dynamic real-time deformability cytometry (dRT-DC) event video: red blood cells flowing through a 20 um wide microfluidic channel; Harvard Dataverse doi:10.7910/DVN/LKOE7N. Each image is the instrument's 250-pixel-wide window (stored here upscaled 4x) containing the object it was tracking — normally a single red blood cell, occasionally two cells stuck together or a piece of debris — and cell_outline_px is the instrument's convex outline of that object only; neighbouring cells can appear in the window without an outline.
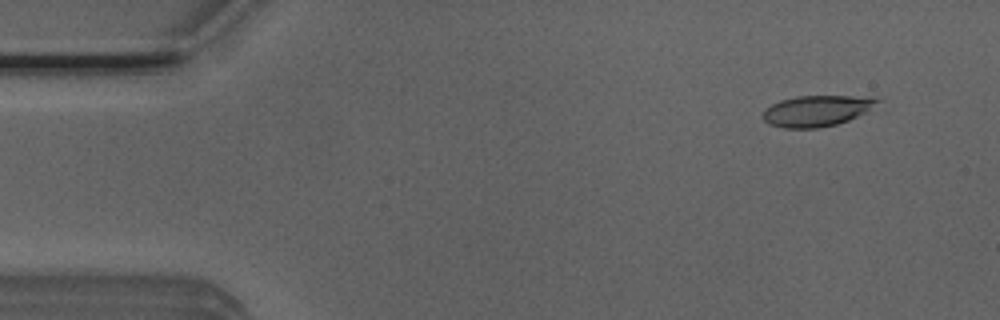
{"species": "Egyptian fruit bat (a non-hibernating species)", "species_latin": "Rousettus aegyptiacus", "temperature_condition": "room temperature", "stored_images_in_passage": 46, "camera_frame_rate_fps": 3000, "um_per_image_px": 0.085, "animal": {"sex": "male"}, "frame": {"image": 1, "passage_image": 5, "time_ms": 1.333, "image_size_px": [1000, 320], "cell_outline_px": [[884, 100], [864, 112], [848, 120], [836, 124], [820, 128], [784, 128], [768, 124], [764, 120], [764, 108], [780, 100], [796, 96], [852, 96]], "centroid_in_image_um": [69.37, 9.42], "position_along_channel_um": 15.6, "area_um2": 20.4}}
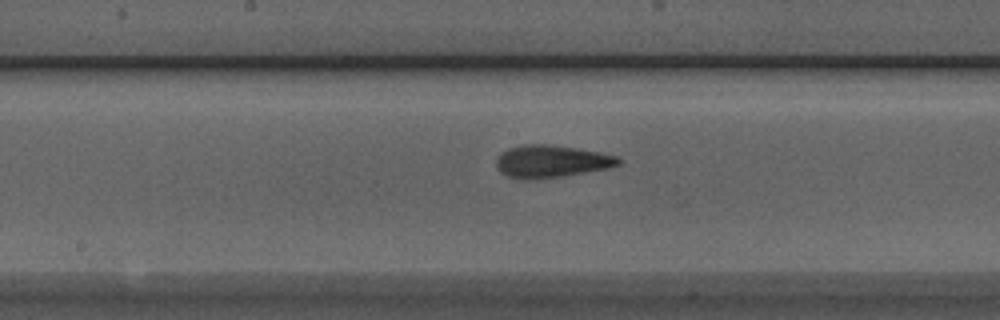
{"frame": {"image": 2, "passage_image": 27, "time_ms": 8.667, "image_size_px": [1000, 320], "cell_outline_px": [[624, 160], [620, 164], [608, 168], [564, 176], [532, 180], [520, 180], [504, 176], [496, 168], [496, 156], [500, 152], [508, 148], [524, 144], [548, 144], [576, 148], [600, 152], [616, 156]], "centroid_in_image_um": [46.81, 13.73], "position_along_channel_um": 201.4, "area_um2": 23.58}}
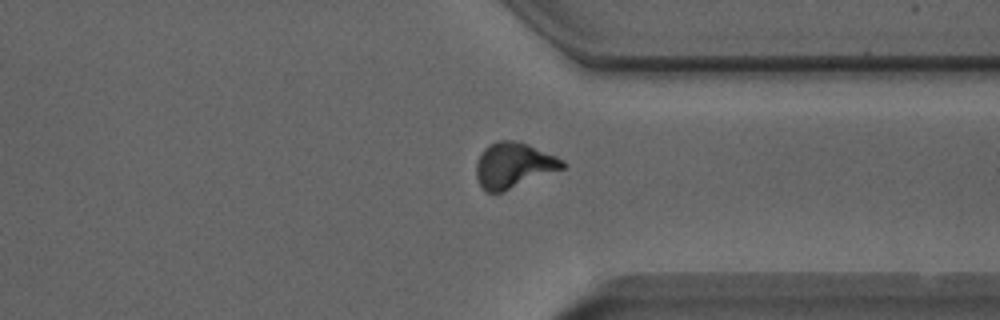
{"frame": {"image": 3, "passage_image": 40, "time_ms": 13.0, "image_size_px": [1000, 320], "cell_outline_px": [[568, 164], [564, 168], [504, 192], [484, 192], [476, 176], [476, 164], [484, 148], [488, 144], [496, 140], [512, 140], [528, 144], [556, 156], [564, 160]], "centroid_in_image_um": [43.66, 14.05], "position_along_channel_um": 367.7, "area_um2": 23.0}, "authors_computed_cell_mechanics": {"area_um2": 22.0507, "velocity_mm_per_s": 3.8843, "shape_relaxation_time_tau1_ms": 6.6429, "shape_relaxation_time_tau2_ms": 1.7526, "deformation_change_tau1": 0.2064, "deformation_change_tau2": 0.0969}}